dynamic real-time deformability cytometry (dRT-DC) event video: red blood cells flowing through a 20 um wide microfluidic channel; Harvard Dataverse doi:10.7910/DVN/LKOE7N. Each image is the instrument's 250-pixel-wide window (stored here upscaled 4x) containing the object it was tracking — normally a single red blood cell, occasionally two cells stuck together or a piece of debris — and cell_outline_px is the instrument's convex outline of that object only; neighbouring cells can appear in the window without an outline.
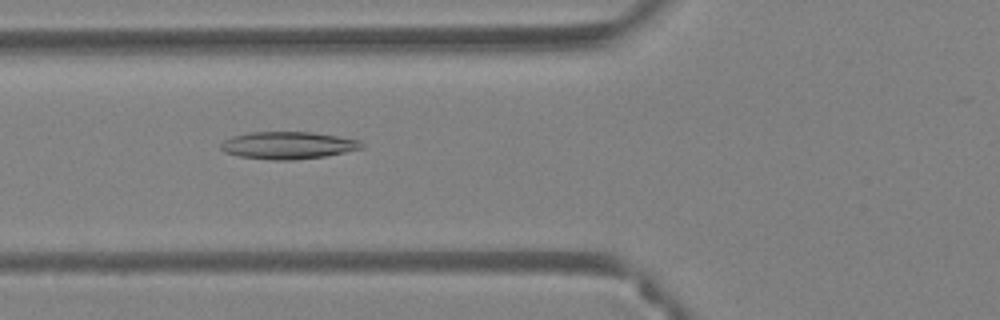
{"species": "Egyptian fruit bat (a non-hibernating species)", "species_latin": "Rousettus aegyptiacus", "temperature_condition": "warm", "stored_images_in_passage": 38, "camera_frame_rate_fps": 3000, "um_per_image_px": 0.085, "animal": {"sex": "female"}, "frame": {"image": 1, "passage_image": 7, "time_ms": 2.0, "image_size_px": [1000, 320], "cell_outline_px": [[364, 148], [324, 156], [292, 160], [272, 160], [240, 156], [224, 152], [220, 148], [220, 144], [224, 140], [232, 136], [248, 132], [312, 132], [360, 140], [364, 144]], "centroid_in_image_um": [24.47, 12.35], "position_along_channel_um": 101.3, "area_um2": 22.37}}
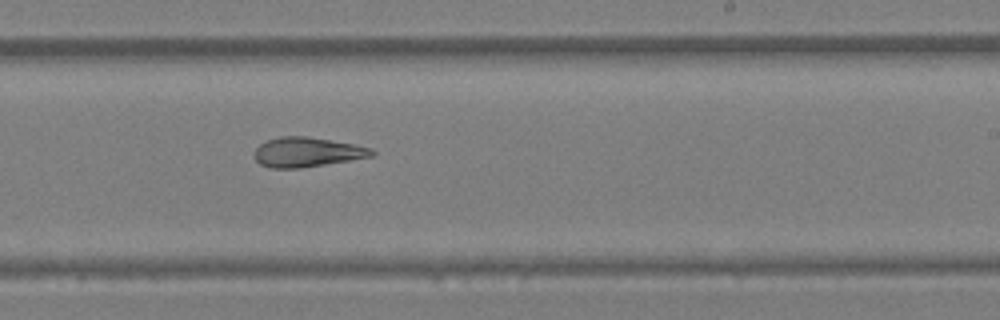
{"frame": {"image": 2, "passage_image": 19, "time_ms": 6.0, "image_size_px": [1000, 320], "cell_outline_px": [[376, 152], [372, 156], [300, 168], [272, 168], [260, 164], [252, 156], [256, 148], [260, 144], [268, 140], [280, 136], [304, 136], [352, 144], [372, 148]], "centroid_in_image_um": [26.05, 12.93], "position_along_channel_um": 263.0, "area_um2": 20.0}}
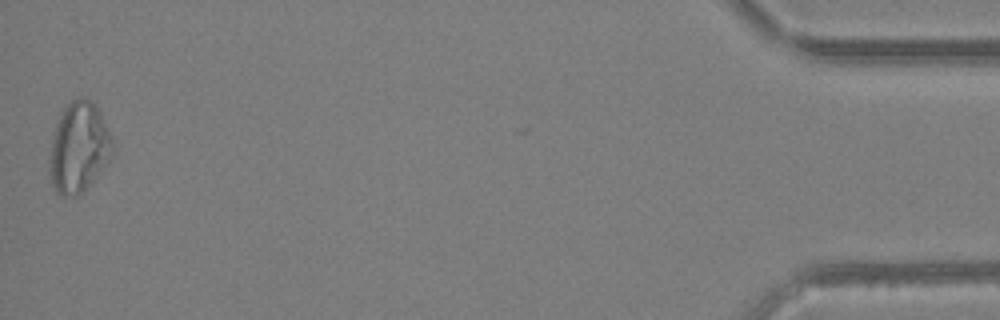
{"frame": {"image": 3, "passage_image": 38, "time_ms": 12.333, "image_size_px": [1000, 320], "cell_outline_px": [[112, 152], [108, 160], [92, 180], [76, 196], [60, 196], [56, 192], [52, 184], [48, 172], [48, 160], [52, 132], [60, 112], [72, 100], [80, 96], [84, 96], [92, 100], [96, 104], [112, 136]], "centroid_in_image_um": [6.64, 12.48], "position_along_channel_um": 428.6, "area_um2": 33.35}, "authors_computed_cell_mechanics": {"area_um2": 21.964, "velocity_mm_per_s": 4.0437, "shape_relaxation_time_tau1_ms": null, "shape_relaxation_time_tau2_ms": 5.0548, "deformation_change_tau1": null, "deformation_change_tau2": 0.1656}}